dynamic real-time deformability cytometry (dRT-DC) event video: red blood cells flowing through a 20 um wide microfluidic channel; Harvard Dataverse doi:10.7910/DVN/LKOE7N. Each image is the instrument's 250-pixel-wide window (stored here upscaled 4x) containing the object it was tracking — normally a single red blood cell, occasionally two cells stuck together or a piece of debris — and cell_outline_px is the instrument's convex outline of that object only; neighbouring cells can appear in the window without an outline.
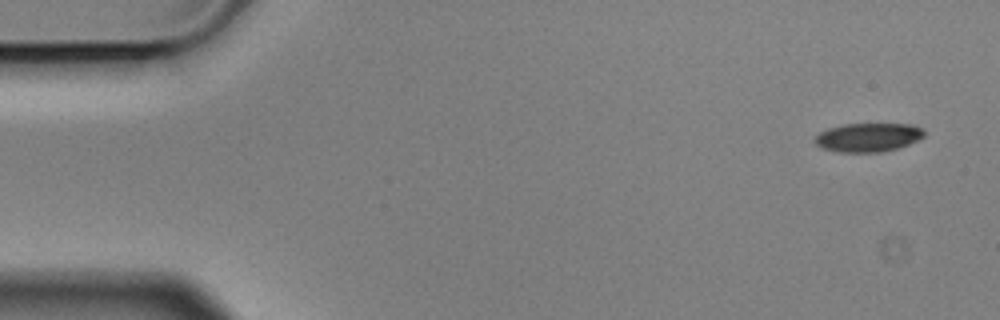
{"species": "Egyptian fruit bat (a non-hibernating species)", "species_latin": "Rousettus aegyptiacus", "temperature_condition": "cold", "stored_images_in_passage": 6, "camera_frame_rate_fps": 3000, "um_per_image_px": 0.085, "animal": {"sex": "male"}, "frame": {"image": 1, "passage_image": 1, "time_ms": 0.0, "image_size_px": [1000, 320], "cell_outline_px": [[924, 136], [908, 144], [896, 148], [880, 152], [840, 152], [820, 148], [812, 140], [820, 132], [828, 128], [844, 124], [912, 124], [920, 128], [924, 132]], "centroid_in_image_um": [73.73, 11.67], "position_along_channel_um": 11.3, "area_um2": 18.21}}
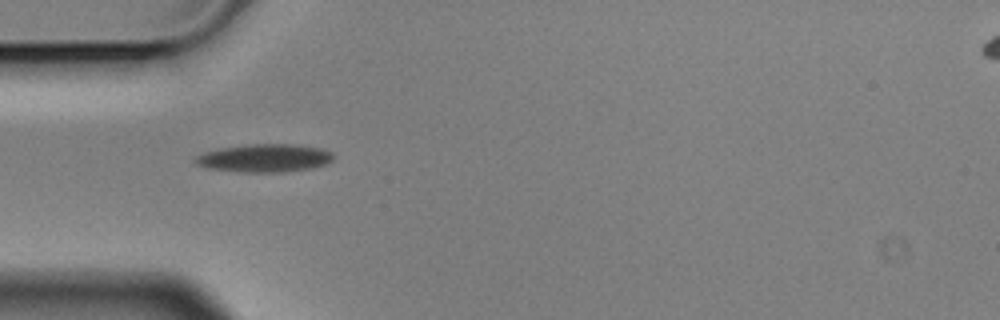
{"frame": {"image": 2, "passage_image": 5, "time_ms": 1.333, "image_size_px": [1000, 320], "cell_outline_px": [[332, 160], [324, 164], [312, 168], [284, 172], [240, 172], [208, 168], [196, 164], [192, 160], [192, 156], [204, 152], [220, 148], [248, 144], [300, 144], [320, 148], [332, 152]], "centroid_in_image_um": [22.43, 13.43], "position_along_channel_um": 62.6, "area_um2": 22.77}}
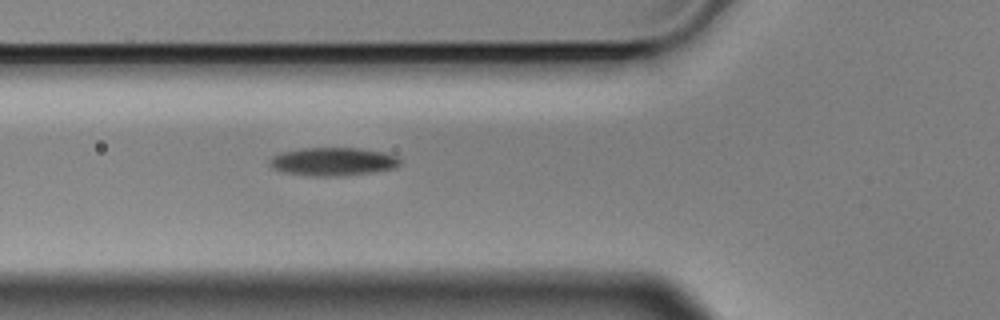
{"frame": {"image": 3, "passage_image": 6, "time_ms": 1.667, "image_size_px": [1000, 320], "cell_outline_px": [[400, 164], [392, 168], [368, 172], [336, 176], [316, 176], [284, 172], [272, 168], [268, 164], [268, 160], [272, 156], [280, 152], [300, 148], [360, 148], [384, 152], [396, 156], [400, 160]], "centroid_in_image_um": [28.23, 13.71], "position_along_channel_um": 97.6, "area_um2": 21.27}}